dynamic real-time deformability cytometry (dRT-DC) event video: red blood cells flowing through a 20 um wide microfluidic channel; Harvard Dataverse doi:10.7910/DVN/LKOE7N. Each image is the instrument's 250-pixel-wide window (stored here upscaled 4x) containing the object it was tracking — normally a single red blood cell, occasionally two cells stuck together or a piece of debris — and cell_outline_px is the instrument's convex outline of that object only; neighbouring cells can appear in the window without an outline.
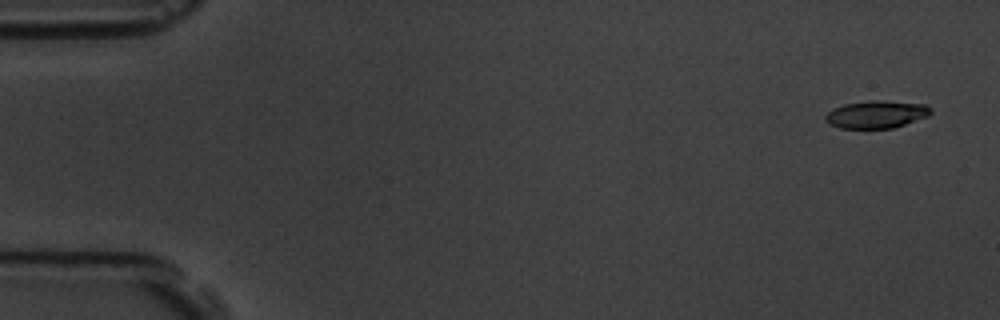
{"species": "common noctule bat (a hibernating species)", "species_latin": "Nyctalus noctula", "temperature_condition": "room temperature", "stored_images_in_passage": 4, "camera_frame_rate_fps": 3000, "um_per_image_px": 0.085, "animal": {"sex": "male", "body_mass_g": 19.5, "forearm_length_mm": 54.6}, "frame": {"image": 1, "passage_image": 1, "time_ms": 0.0, "image_size_px": [1000, 320], "cell_outline_px": [[932, 112], [928, 116], [892, 128], [840, 128], [828, 124], [824, 120], [824, 116], [832, 108], [844, 104], [872, 100], [876, 100], [924, 104], [932, 108]], "centroid_in_image_um": [74.45, 9.72], "position_along_channel_um": 10.5, "area_um2": 16.88}}